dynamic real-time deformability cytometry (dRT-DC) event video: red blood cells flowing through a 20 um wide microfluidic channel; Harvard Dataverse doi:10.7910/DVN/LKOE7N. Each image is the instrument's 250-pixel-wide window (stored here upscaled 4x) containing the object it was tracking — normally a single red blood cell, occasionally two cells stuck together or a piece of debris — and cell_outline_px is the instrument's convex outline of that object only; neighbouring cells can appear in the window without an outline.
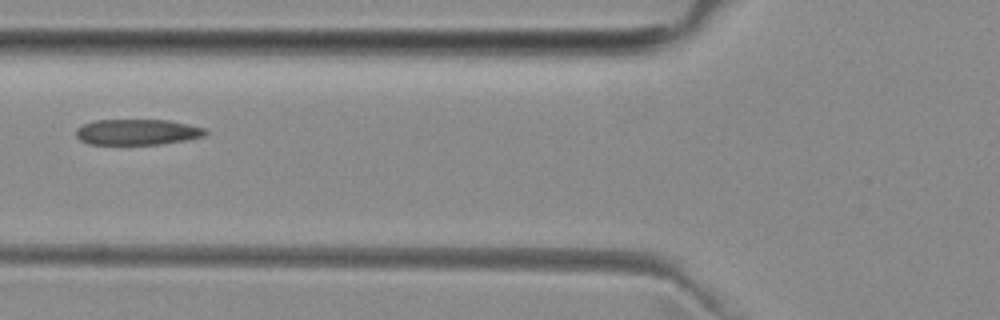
{"species": "common noctule bat (a hibernating species)", "species_latin": "Nyctalus noctula", "temperature_condition": "room temperature", "stored_images_in_passage": 5, "camera_frame_rate_fps": 3000, "um_per_image_px": 0.085, "animal": {"sex": "female", "body_mass_g": 29.2, "forearm_length_mm": 56.3}, "frame": {"image": 1, "passage_image": 5, "time_ms": 5.333, "image_size_px": [1000, 320], "cell_outline_px": [[208, 132], [204, 136], [184, 140], [160, 144], [88, 144], [80, 140], [76, 136], [76, 128], [84, 124], [96, 120], [168, 120], [188, 124], [204, 128]], "centroid_in_image_um": [11.65, 11.22], "position_along_channel_um": 114.1, "area_um2": 19.31}}